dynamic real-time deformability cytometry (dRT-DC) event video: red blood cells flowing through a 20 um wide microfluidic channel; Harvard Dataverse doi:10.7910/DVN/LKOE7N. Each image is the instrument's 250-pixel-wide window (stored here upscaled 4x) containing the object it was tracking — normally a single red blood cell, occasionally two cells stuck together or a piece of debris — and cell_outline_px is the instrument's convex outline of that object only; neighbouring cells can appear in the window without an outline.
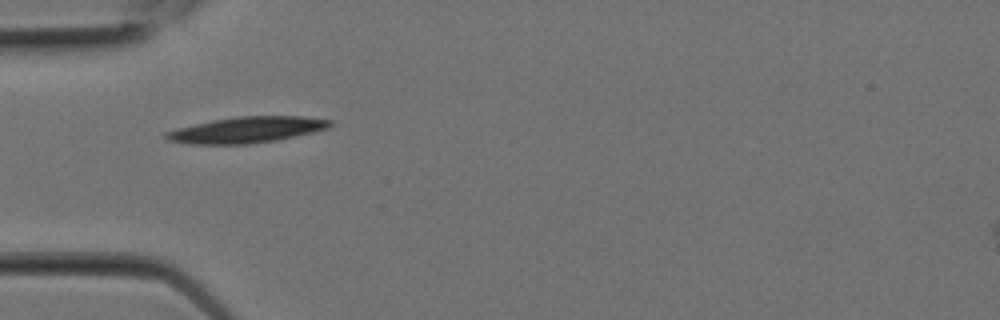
{"species": "Egyptian fruit bat (a non-hibernating species)", "species_latin": "Rousettus aegyptiacus", "temperature_condition": "room temperature", "stored_images_in_passage": 2, "camera_frame_rate_fps": 3000, "um_per_image_px": 0.085, "animal": {"sex": "female"}, "frame": {"image": 1, "passage_image": 1, "time_ms": 0.0, "image_size_px": [1000, 320], "cell_outline_px": [[332, 124], [328, 128], [312, 132], [276, 140], [248, 144], [188, 144], [168, 140], [164, 136], [164, 132], [176, 128], [212, 120], [236, 116], [304, 116], [332, 120]], "centroid_in_image_um": [20.94, 11.03], "position_along_channel_um": 64.1, "area_um2": 24.85}}